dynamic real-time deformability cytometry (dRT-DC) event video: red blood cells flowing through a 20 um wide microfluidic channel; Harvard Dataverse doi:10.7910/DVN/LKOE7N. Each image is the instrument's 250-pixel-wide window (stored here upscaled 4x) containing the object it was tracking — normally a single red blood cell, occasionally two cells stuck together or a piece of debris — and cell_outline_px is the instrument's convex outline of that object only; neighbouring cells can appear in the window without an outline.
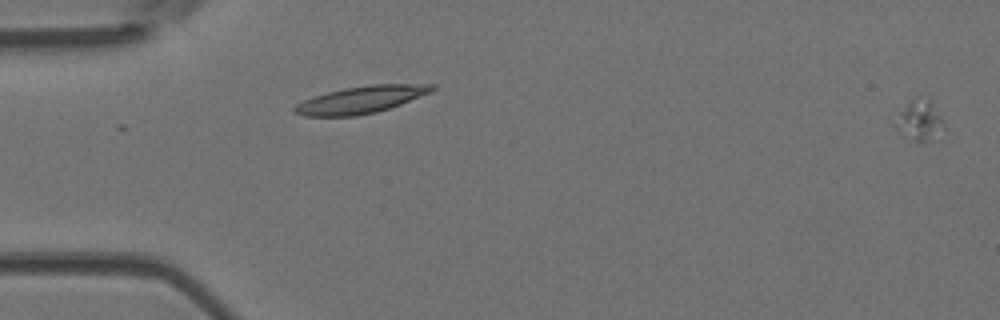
{"species": "Egyptian fruit bat (a non-hibernating species)", "species_latin": "Rousettus aegyptiacus", "temperature_condition": "room temperature", "stored_images_in_passage": 8, "segment_of_instrument_passage": [1, 2], "camera_frame_rate_fps": 3000, "um_per_image_px": 0.085, "animal": {"sex": "female"}, "frame": {"image": 1, "passage_image": 1, "time_ms": 0.0, "image_size_px": [1000, 320], "cell_outline_px": [[944, 128], [932, 140], [924, 144], [896, 132], [896, 128], [900, 112], [916, 96], [928, 100], [940, 116], [944, 124]], "centroid_in_image_um": [78.18, 10.3], "position_along_channel_um": 6.8, "area_um2": 10.92}}